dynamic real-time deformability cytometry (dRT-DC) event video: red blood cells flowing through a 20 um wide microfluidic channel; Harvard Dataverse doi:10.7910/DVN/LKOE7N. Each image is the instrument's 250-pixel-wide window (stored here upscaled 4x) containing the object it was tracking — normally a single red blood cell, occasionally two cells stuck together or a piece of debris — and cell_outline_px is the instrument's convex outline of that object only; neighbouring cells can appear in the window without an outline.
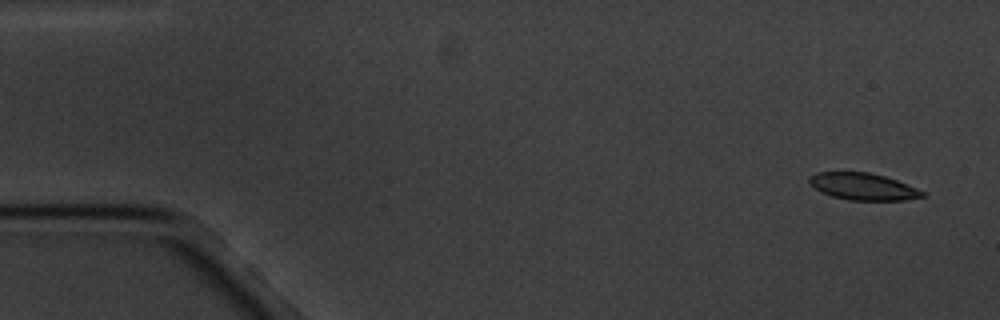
{"species": "common noctule bat (a hibernating species)", "species_latin": "Nyctalus noctula", "temperature_condition": "cold", "stored_images_in_passage": 5, "camera_frame_rate_fps": 3000, "um_per_image_px": 0.085, "animal": {"sex": "male", "body_mass_g": 20.1, "forearm_length_mm": 53.5}, "frame": {"image": 1, "passage_image": 1, "time_ms": 0.0, "image_size_px": [1000, 320], "cell_outline_px": [[924, 196], [904, 200], [848, 200], [832, 196], [816, 188], [808, 180], [808, 176], [816, 172], [868, 172], [884, 176], [896, 180], [916, 188], [924, 192]], "centroid_in_image_um": [73.34, 15.85], "position_along_channel_um": 11.7, "area_um2": 17.46}}
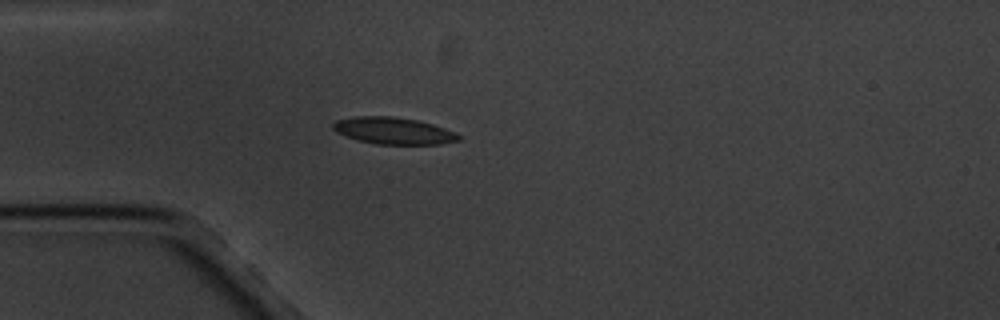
{"frame": {"image": 2, "passage_image": 5, "time_ms": 4.333, "image_size_px": [1000, 320], "cell_outline_px": [[460, 140], [440, 144], [376, 144], [360, 140], [336, 132], [332, 128], [332, 124], [336, 120], [356, 116], [392, 116], [416, 120], [432, 124], [456, 132], [460, 136]], "centroid_in_image_um": [33.45, 11.11], "position_along_channel_um": 51.5, "area_um2": 19.48}}